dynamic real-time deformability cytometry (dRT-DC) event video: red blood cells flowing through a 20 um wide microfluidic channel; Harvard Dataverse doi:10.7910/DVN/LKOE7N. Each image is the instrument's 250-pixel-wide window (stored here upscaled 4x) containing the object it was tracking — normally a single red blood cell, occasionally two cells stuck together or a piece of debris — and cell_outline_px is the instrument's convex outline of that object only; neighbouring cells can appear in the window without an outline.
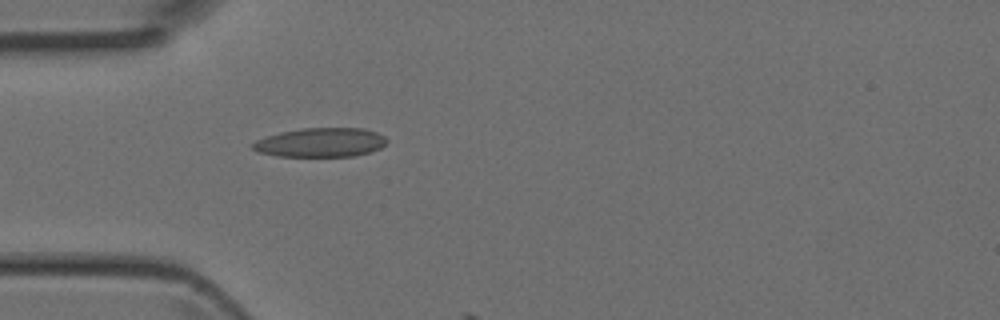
{"species": "Egyptian fruit bat (a non-hibernating species)", "species_latin": "Rousettus aegyptiacus", "temperature_condition": "room temperature", "stored_images_in_passage": 4, "camera_frame_rate_fps": 3000, "um_per_image_px": 0.085, "animal": {"sex": "female"}, "frame": {"image": 1, "passage_image": 4, "time_ms": 1.0, "image_size_px": [1000, 320], "cell_outline_px": [[388, 140], [380, 148], [356, 156], [276, 156], [256, 152], [248, 144], [256, 140], [280, 132], [300, 128], [364, 128], [376, 132], [384, 136]], "centroid_in_image_um": [27.21, 12.11], "position_along_channel_um": 57.8, "area_um2": 22.89}}